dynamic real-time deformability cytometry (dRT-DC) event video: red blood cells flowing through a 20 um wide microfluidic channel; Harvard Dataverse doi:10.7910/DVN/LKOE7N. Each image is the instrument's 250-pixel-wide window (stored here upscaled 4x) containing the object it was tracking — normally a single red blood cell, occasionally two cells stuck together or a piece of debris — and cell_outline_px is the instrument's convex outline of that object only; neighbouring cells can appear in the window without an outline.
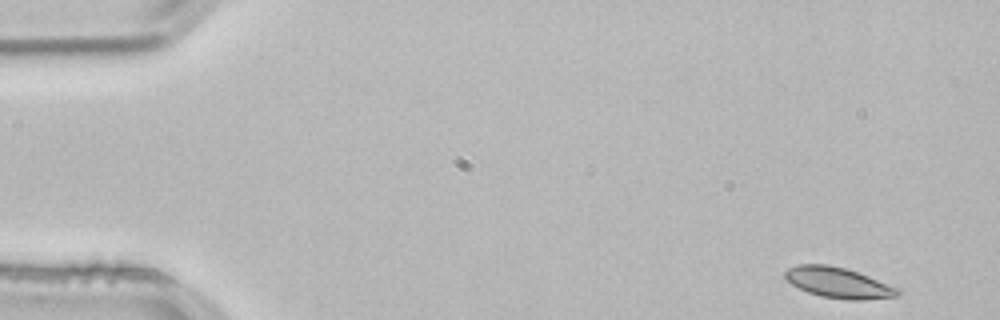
{"species": "common noctule bat (a hibernating species)", "species_latin": "Nyctalus noctula", "temperature_condition": "room temperature", "stored_images_in_passage": 9, "camera_frame_rate_fps": 3000, "um_per_image_px": 0.085, "animal": {"sex": "male", "body_mass_g": 21.5, "forearm_length_mm": 52.0}, "frame": {"image": 1, "passage_image": 1, "time_ms": 0.0, "image_size_px": [1000, 320], "cell_outline_px": [[900, 292], [896, 296], [864, 300], [848, 300], [820, 296], [808, 292], [784, 280], [784, 272], [788, 268], [800, 264], [828, 264], [844, 268], [868, 276], [900, 288]], "centroid_in_image_um": [71.23, 24.03], "position_along_channel_um": 13.8, "area_um2": 20.06}}